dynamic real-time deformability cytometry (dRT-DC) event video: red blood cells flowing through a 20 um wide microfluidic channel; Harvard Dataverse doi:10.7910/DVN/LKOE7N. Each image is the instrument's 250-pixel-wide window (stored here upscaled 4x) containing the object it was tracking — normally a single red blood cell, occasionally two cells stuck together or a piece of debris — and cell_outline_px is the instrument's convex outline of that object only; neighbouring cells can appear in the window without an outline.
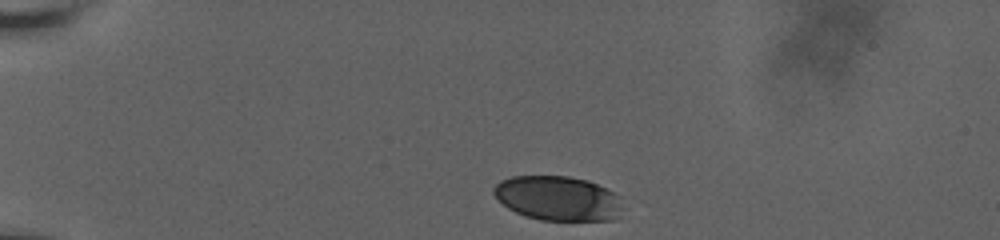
{"species": "human", "species_latin": "Homo sapiens", "temperature_condition": "room temperature", "stored_images_in_passage": 38, "camera_frame_rate_fps": 3000, "um_per_image_px": 0.085, "donor": {"sex": "male"}, "frame": {"image": 1, "passage_image": 1, "time_ms": 0.0, "image_size_px": [1000, 240], "cell_outline_px": [[624, 208], [616, 220], [540, 220], [524, 216], [508, 208], [492, 192], [492, 188], [500, 180], [512, 176], [568, 176], [588, 180], [620, 196]], "centroid_in_image_um": [47.45, 16.86], "position_along_channel_um": 37.6, "area_um2": 33.7}}
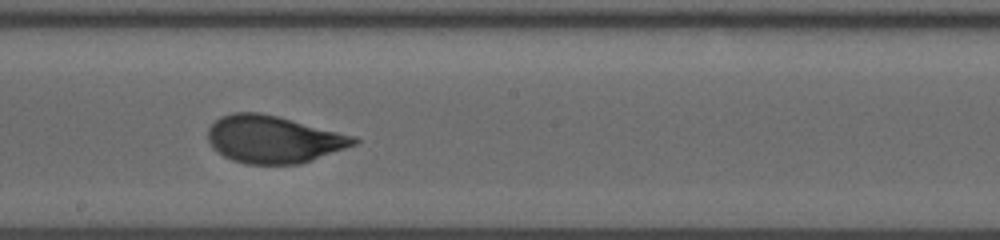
{"frame": {"image": 2, "passage_image": 22, "time_ms": 7.0, "image_size_px": [1000, 240], "cell_outline_px": [[360, 140], [356, 144], [312, 160], [300, 164], [244, 164], [232, 160], [224, 156], [212, 148], [208, 140], [208, 128], [220, 116], [232, 112], [260, 112], [356, 136]], "centroid_in_image_um": [23.22, 11.84], "position_along_channel_um": 225.0, "area_um2": 40.23}}
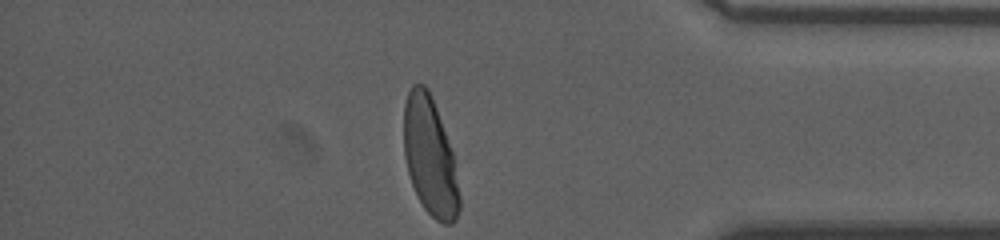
{"frame": {"image": 3, "passage_image": 38, "time_ms": 12.333, "image_size_px": [1000, 240], "cell_outline_px": [[460, 212], [456, 220], [452, 224], [444, 224], [436, 220], [424, 208], [412, 184], [408, 172], [404, 156], [404, 104], [408, 92], [412, 84], [424, 84], [428, 88], [432, 96], [452, 152], [460, 196]], "centroid_in_image_um": [36.54, 13.31], "position_along_channel_um": 398.7, "area_um2": 38.09}, "authors_computed_cell_mechanics": {"area_um2": 39.9109, "velocity_mm_per_s": 3.6495, "shape_relaxation_time_tau1_ms": 4.5648, "shape_relaxation_time_tau2_ms": null, "deformation_change_tau1": 0.1706, "deformation_change_tau2": null}}